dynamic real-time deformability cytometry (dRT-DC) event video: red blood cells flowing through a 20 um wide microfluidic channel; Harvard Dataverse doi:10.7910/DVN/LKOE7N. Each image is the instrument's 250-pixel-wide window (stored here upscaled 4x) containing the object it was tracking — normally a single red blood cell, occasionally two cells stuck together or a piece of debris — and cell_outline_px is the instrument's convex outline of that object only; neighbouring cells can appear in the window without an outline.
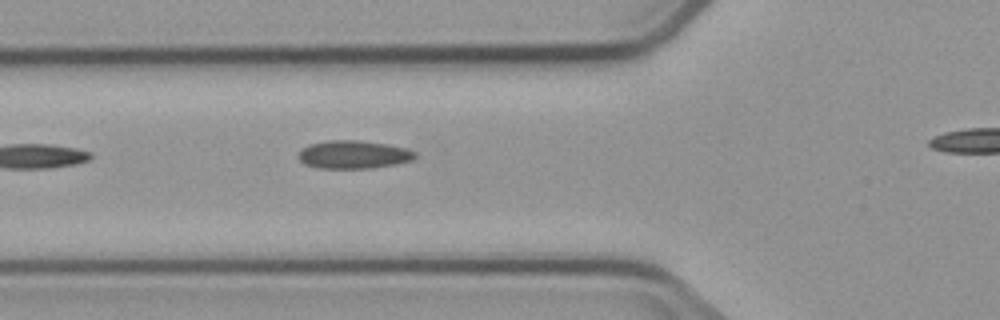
{"species": "common noctule bat (a hibernating species)", "species_latin": "Nyctalus noctula", "temperature_condition": "cold", "stored_images_in_passage": 4, "segment_of_instrument_passage": [1, 2], "camera_frame_rate_fps": 3000, "um_per_image_px": 0.085, "animal": {"sex": "male", "body_mass_g": 23.1, "forearm_length_mm": 52.7}, "frame": {"image": 1, "passage_image": 3, "time_ms": 2.333, "image_size_px": [1000, 320], "cell_outline_px": [[416, 156], [412, 160], [396, 164], [372, 168], [320, 168], [304, 164], [300, 160], [300, 152], [308, 144], [328, 140], [360, 140], [388, 144], [404, 148], [416, 152]], "centroid_in_image_um": [30.07, 13.13], "position_along_channel_um": 95.7, "area_um2": 19.02}}